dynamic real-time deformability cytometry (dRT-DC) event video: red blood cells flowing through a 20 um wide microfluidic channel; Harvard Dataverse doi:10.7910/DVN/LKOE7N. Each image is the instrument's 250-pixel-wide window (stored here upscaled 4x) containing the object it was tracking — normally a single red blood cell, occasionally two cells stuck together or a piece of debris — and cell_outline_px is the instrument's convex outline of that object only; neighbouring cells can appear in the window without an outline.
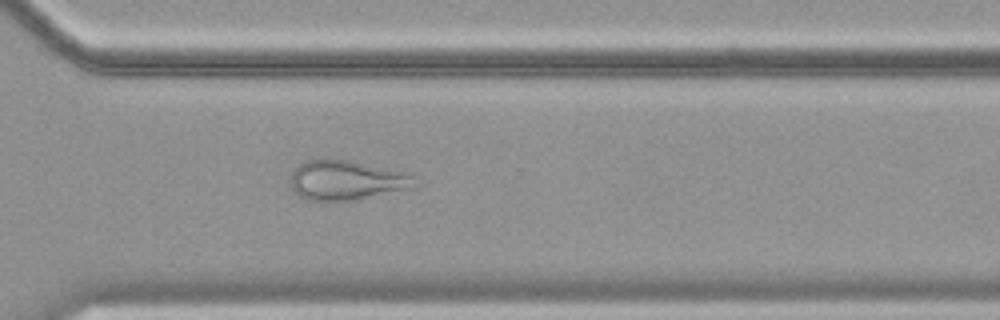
{"species": "common noctule bat (a hibernating species)", "species_latin": "Nyctalus noctula", "temperature_condition": "cold", "stored_images_in_passage": 55, "camera_frame_rate_fps": 3000, "um_per_image_px": 0.085, "animal": {"sex": "female", "body_mass_g": 19.9}, "frame": {"image": 1, "passage_image": 40, "time_ms": 13.0, "image_size_px": [1000, 320], "cell_outline_px": [[420, 184], [416, 188], [352, 200], [308, 200], [300, 196], [292, 188], [292, 172], [304, 160], [328, 156], [352, 160], [396, 168], [412, 172], [416, 176]], "centroid_in_image_um": [29.6, 15.26], "position_along_channel_um": 341.0, "area_um2": 30.0}}
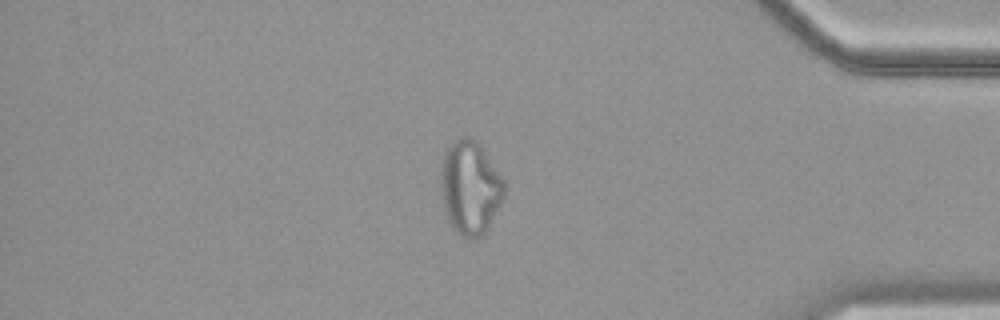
{"frame": {"image": 2, "passage_image": 47, "time_ms": 15.333, "image_size_px": [1000, 320], "cell_outline_px": [[504, 196], [488, 228], [480, 236], [464, 236], [456, 232], [452, 228], [448, 220], [444, 208], [440, 188], [440, 172], [444, 152], [460, 136], [472, 136], [480, 144], [504, 180]], "centroid_in_image_um": [39.94, 15.9], "position_along_channel_um": 395.3, "area_um2": 34.45}}